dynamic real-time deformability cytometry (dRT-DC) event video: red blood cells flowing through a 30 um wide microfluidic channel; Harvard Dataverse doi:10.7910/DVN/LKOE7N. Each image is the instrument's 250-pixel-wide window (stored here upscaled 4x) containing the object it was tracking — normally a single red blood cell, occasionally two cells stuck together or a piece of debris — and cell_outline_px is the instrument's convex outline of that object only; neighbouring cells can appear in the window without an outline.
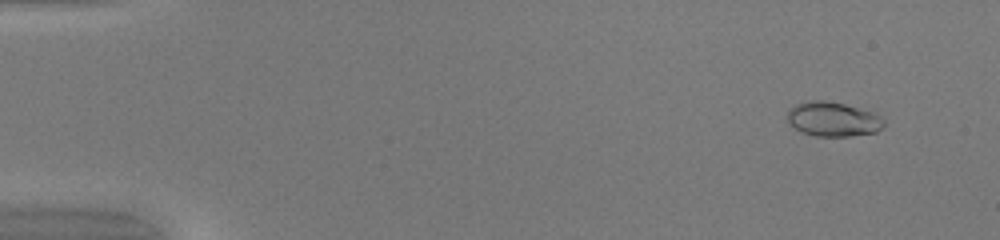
{"species": "common noctule bat (a hibernating species)", "species_latin": "Nyctalus noctula", "temperature_condition": "warm", "stored_images_in_passage": 50, "camera_frame_rate_fps": 3000, "um_per_image_px": 0.085, "animal": {"sex": "female", "body_mass_g": 20.0, "forearm_length_mm": 54.0}, "frame": {"image": 1, "passage_image": 4, "time_ms": 1.0, "image_size_px": [1000, 240], "cell_outline_px": [[884, 124], [876, 132], [852, 136], [816, 136], [800, 132], [788, 124], [788, 112], [796, 104], [808, 100], [824, 100], [844, 104], [872, 112], [880, 116], [884, 120]], "centroid_in_image_um": [70.78, 10.14], "position_along_channel_um": 14.2, "area_um2": 19.36}}
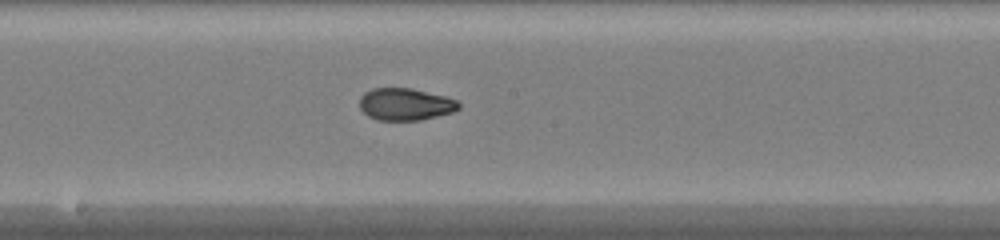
{"frame": {"image": 2, "passage_image": 28, "time_ms": 9.0, "image_size_px": [1000, 240], "cell_outline_px": [[460, 108], [452, 112], [420, 120], [380, 120], [368, 116], [360, 108], [360, 96], [364, 92], [372, 88], [412, 88], [444, 96], [456, 100], [460, 104]], "centroid_in_image_um": [34.44, 8.85], "position_along_channel_um": 213.8, "area_um2": 18.5}}
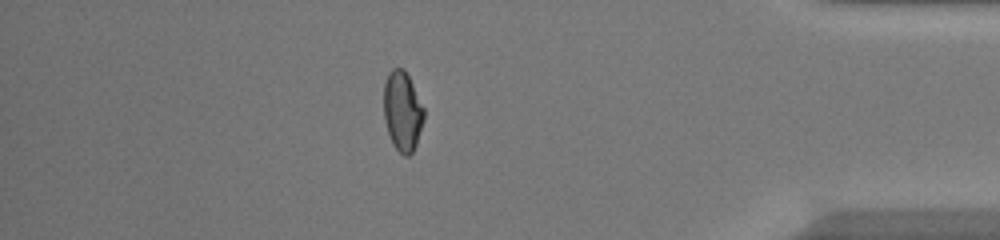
{"frame": {"image": 3, "passage_image": 44, "time_ms": 14.333, "image_size_px": [1000, 240], "cell_outline_px": [[424, 120], [416, 144], [412, 152], [408, 156], [404, 156], [392, 144], [384, 120], [384, 84], [388, 72], [392, 68], [404, 68], [424, 108]], "centroid_in_image_um": [34.2, 9.45], "position_along_channel_um": 401.0, "area_um2": 18.61}, "authors_computed_cell_mechanics": {"area_um2": 18.7561, "velocity_mm_per_s": 4.169, "shape_relaxation_time_tau1_ms": null, "shape_relaxation_time_tau2_ms": 0.9076, "deformation_change_tau1": null, "deformation_change_tau2": 0.0494}}